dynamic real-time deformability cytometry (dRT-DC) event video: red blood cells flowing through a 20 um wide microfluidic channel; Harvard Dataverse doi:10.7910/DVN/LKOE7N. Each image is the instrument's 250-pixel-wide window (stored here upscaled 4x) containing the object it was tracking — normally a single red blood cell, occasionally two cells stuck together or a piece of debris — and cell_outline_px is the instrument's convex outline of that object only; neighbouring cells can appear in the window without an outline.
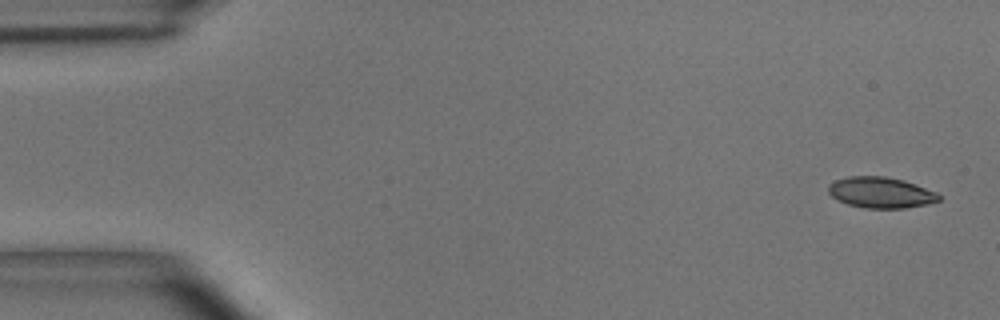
{"species": "common noctule bat (a hibernating species)", "species_latin": "Nyctalus noctula", "temperature_condition": "room temperature", "stored_images_in_passage": 6, "camera_frame_rate_fps": 3000, "um_per_image_px": 0.085, "animal": {"sex": "male", "body_mass_g": 15.6}, "frame": {"image": 1, "passage_image": 1, "time_ms": 0.0, "image_size_px": [1000, 320], "cell_outline_px": [[940, 200], [928, 204], [904, 208], [864, 208], [848, 204], [832, 196], [828, 192], [828, 184], [836, 180], [848, 176], [884, 176], [904, 180], [936, 192], [940, 196]], "centroid_in_image_um": [74.86, 16.36], "position_along_channel_um": 10.1, "area_um2": 19.83}}
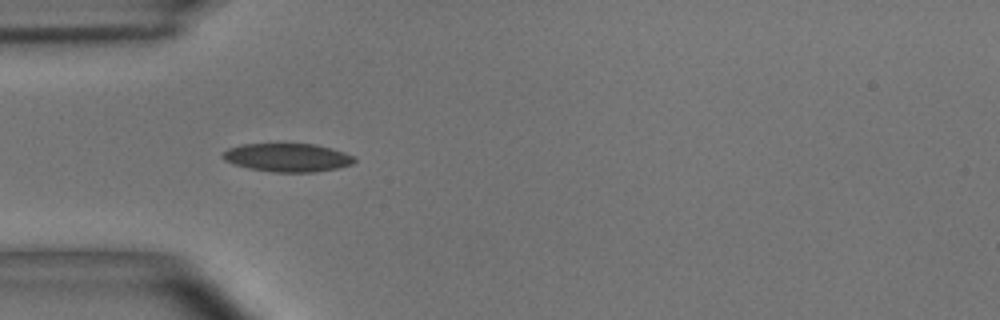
{"frame": {"image": 2, "passage_image": 5, "time_ms": 1.333, "image_size_px": [1000, 320], "cell_outline_px": [[356, 160], [352, 164], [340, 168], [316, 172], [272, 172], [248, 168], [224, 160], [220, 156], [228, 148], [244, 144], [316, 144], [332, 148], [356, 156]], "centroid_in_image_um": [24.48, 13.39], "position_along_channel_um": 60.5, "area_um2": 21.91}}
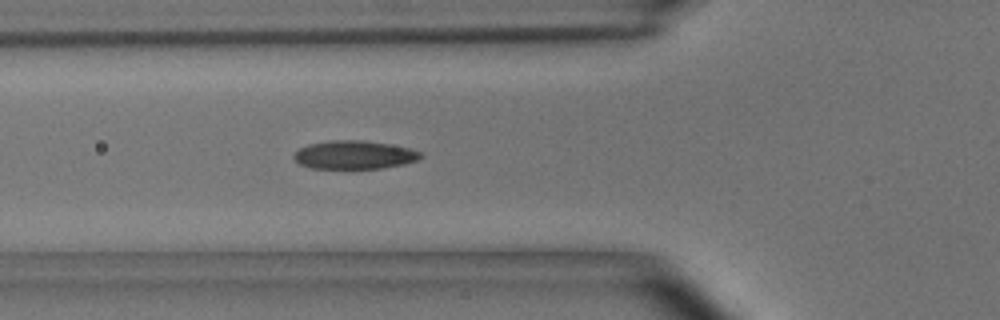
{"frame": {"image": 3, "passage_image": 6, "time_ms": 1.667, "image_size_px": [1000, 320], "cell_outline_px": [[424, 156], [416, 160], [404, 164], [384, 168], [312, 168], [300, 164], [292, 156], [300, 148], [308, 144], [328, 140], [364, 140], [412, 148], [420, 152]], "centroid_in_image_um": [30.13, 13.15], "position_along_channel_um": 95.7, "area_um2": 20.98}}